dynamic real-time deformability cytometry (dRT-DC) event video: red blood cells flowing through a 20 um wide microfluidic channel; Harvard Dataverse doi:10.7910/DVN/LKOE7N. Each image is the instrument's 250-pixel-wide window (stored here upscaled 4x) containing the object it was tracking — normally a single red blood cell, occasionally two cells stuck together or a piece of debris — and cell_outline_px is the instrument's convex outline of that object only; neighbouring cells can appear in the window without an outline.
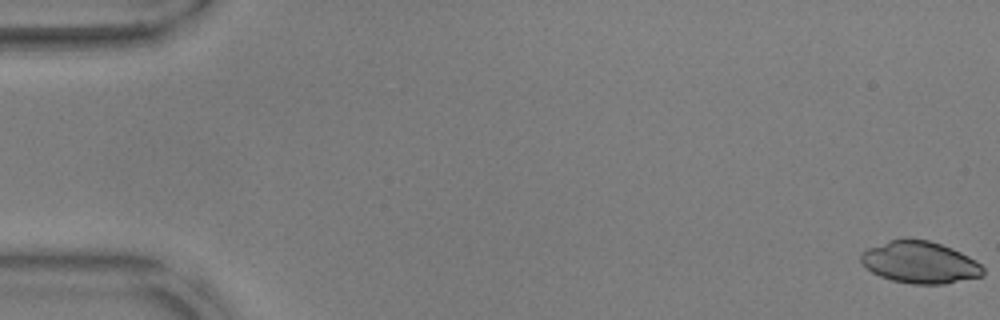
{"species": "common noctule bat (a hibernating species)", "species_latin": "Nyctalus noctula", "temperature_condition": "warm", "stored_images_in_passage": 54, "camera_frame_rate_fps": 3000, "um_per_image_px": 0.085, "animal": {"sex": "male", "body_mass_g": 17.9, "forearm_length_mm": 54.2}, "frame": {"image": 1, "passage_image": 1, "time_ms": 0.0, "image_size_px": [1000, 320], "cell_outline_px": [[984, 276], [944, 284], [912, 284], [892, 280], [880, 276], [872, 272], [860, 260], [860, 252], [868, 248], [888, 240], [908, 236], [928, 240], [952, 248], [976, 260], [984, 268]], "centroid_in_image_um": [78.19, 22.28], "position_along_channel_um": 6.8, "area_um2": 30.23}}
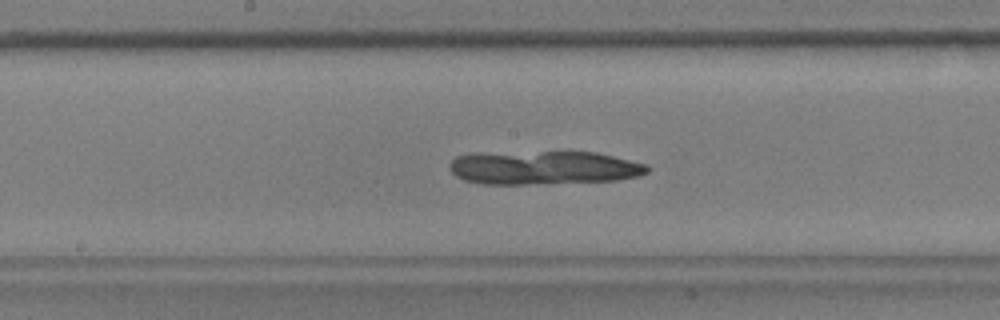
{"frame": {"image": 2, "passage_image": 30, "time_ms": 9.667, "image_size_px": [1000, 320], "cell_outline_px": [[652, 168], [648, 172], [640, 176], [616, 180], [524, 184], [480, 184], [464, 180], [456, 176], [448, 168], [448, 164], [456, 156], [472, 152], [596, 152], [648, 164]], "centroid_in_image_um": [46.18, 14.24], "position_along_channel_um": 202.0, "area_um2": 39.19}}
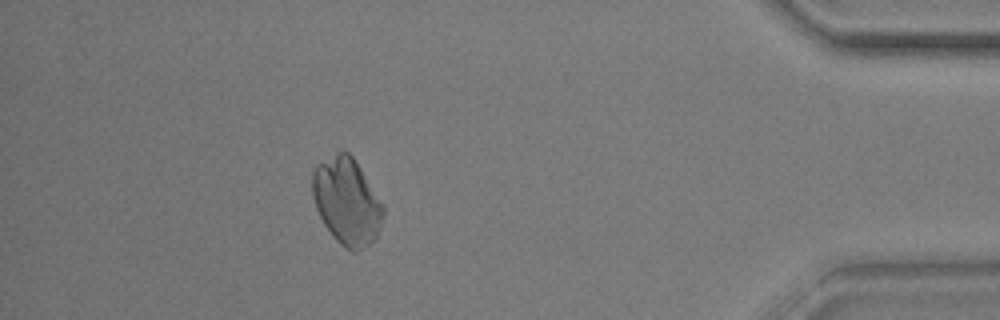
{"frame": {"image": 3, "passage_image": 51, "time_ms": 16.667, "image_size_px": [1000, 320], "cell_outline_px": [[384, 216], [380, 228], [376, 236], [368, 244], [356, 252], [352, 252], [344, 248], [332, 236], [324, 224], [316, 208], [312, 196], [312, 172], [316, 164], [336, 152], [344, 148], [352, 156], [384, 204]], "centroid_in_image_um": [29.47, 17.1], "position_along_channel_um": 405.7, "area_um2": 36.07}}